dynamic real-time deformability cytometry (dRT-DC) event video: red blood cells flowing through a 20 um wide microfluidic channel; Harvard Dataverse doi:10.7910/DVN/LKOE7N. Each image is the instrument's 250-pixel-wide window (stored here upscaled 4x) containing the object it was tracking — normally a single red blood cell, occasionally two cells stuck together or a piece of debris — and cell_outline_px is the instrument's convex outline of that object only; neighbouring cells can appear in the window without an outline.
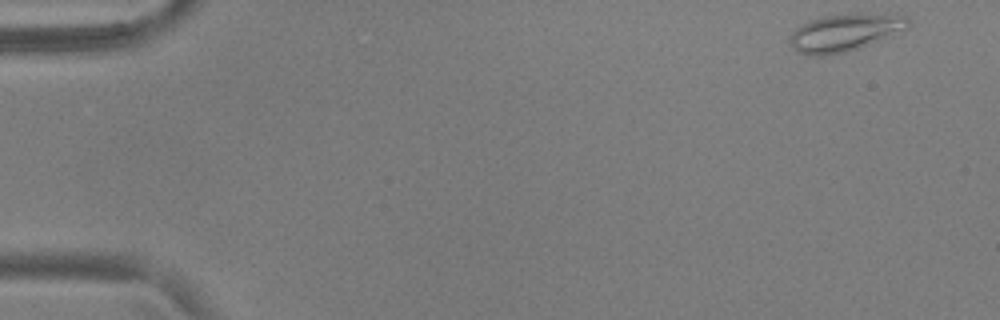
{"species": "common noctule bat (a hibernating species)", "species_latin": "Nyctalus noctula", "temperature_condition": "warm", "stored_images_in_passage": 52, "camera_frame_rate_fps": 3000, "um_per_image_px": 0.085, "animal": {"sex": "male", "body_mass_g": 17.9, "forearm_length_mm": 54.2}, "frame": {"image": 1, "passage_image": 1, "time_ms": 0.0, "image_size_px": [1000, 320], "cell_outline_px": [[912, 20], [908, 28], [856, 48], [844, 52], [820, 56], [808, 56], [792, 48], [788, 40], [788, 36], [796, 28], [808, 20], [824, 16], [896, 12], [908, 16]], "centroid_in_image_um": [71.82, 2.74], "position_along_channel_um": 13.2, "area_um2": 25.78}}
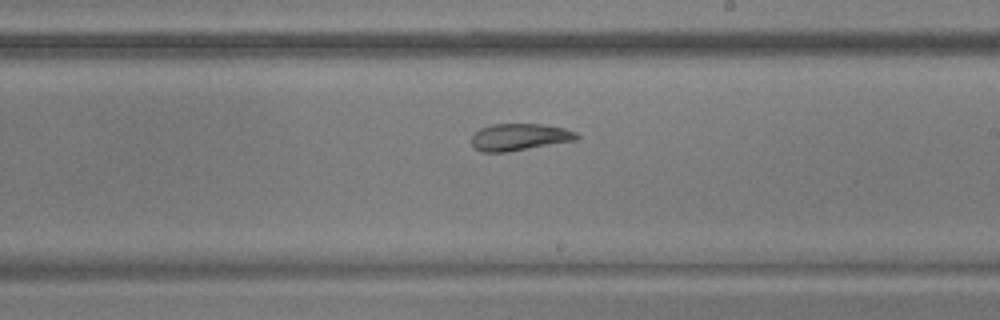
{"frame": {"image": 2, "passage_image": 30, "time_ms": 9.667, "image_size_px": [1000, 320], "cell_outline_px": [[580, 136], [576, 140], [508, 152], [480, 152], [472, 144], [472, 136], [480, 128], [492, 124], [544, 124], [564, 128], [576, 132]], "centroid_in_image_um": [44.16, 11.65], "position_along_channel_um": 244.8, "area_um2": 16.53}}
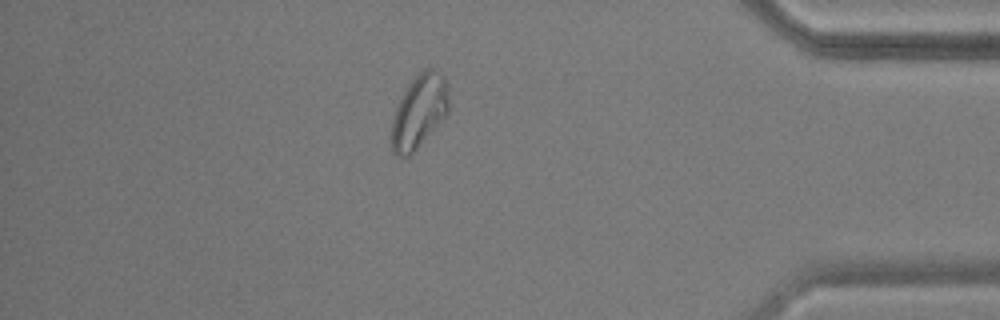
{"frame": {"image": 3, "passage_image": 45, "time_ms": 14.667, "image_size_px": [1000, 320], "cell_outline_px": [[448, 112], [416, 148], [408, 156], [396, 156], [392, 152], [392, 120], [396, 108], [404, 92], [412, 80], [424, 68], [436, 68], [444, 76], [448, 84]], "centroid_in_image_um": [35.64, 9.42], "position_along_channel_um": 399.6, "area_um2": 23.99}, "authors_computed_cell_mechanics": {"area_um2": 20.23, "velocity_mm_per_s": 3.7318, "shape_relaxation_time_tau1_ms": null, "shape_relaxation_time_tau2_ms": 2.3597, "deformation_change_tau1": null, "deformation_change_tau2": 0.0673}}